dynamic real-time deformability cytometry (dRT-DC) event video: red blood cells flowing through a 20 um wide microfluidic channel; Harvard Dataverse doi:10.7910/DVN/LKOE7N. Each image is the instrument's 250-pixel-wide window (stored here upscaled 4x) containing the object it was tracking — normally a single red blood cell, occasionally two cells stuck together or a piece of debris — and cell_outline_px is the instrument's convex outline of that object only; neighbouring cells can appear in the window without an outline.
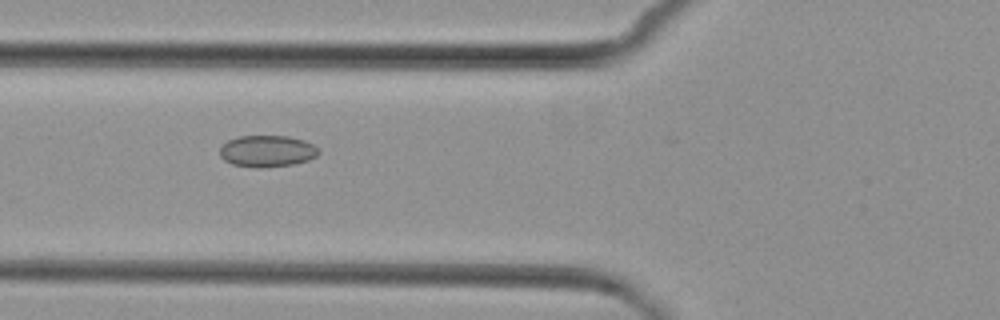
{"species": "common noctule bat (a hibernating species)", "species_latin": "Nyctalus noctula", "temperature_condition": "cold", "stored_images_in_passage": 7, "camera_frame_rate_fps": 3000, "um_per_image_px": 0.085, "animal": {"sex": "female", "body_mass_g": 29.2, "forearm_length_mm": 56.3}, "frame": {"image": 1, "passage_image": 6, "time_ms": 6.667, "image_size_px": [1000, 320], "cell_outline_px": [[320, 152], [316, 156], [308, 160], [292, 164], [260, 168], [232, 164], [224, 160], [220, 156], [220, 148], [228, 140], [240, 136], [288, 136], [304, 140], [312, 144]], "centroid_in_image_um": [22.69, 12.84], "position_along_channel_um": 103.1, "area_um2": 18.03}}